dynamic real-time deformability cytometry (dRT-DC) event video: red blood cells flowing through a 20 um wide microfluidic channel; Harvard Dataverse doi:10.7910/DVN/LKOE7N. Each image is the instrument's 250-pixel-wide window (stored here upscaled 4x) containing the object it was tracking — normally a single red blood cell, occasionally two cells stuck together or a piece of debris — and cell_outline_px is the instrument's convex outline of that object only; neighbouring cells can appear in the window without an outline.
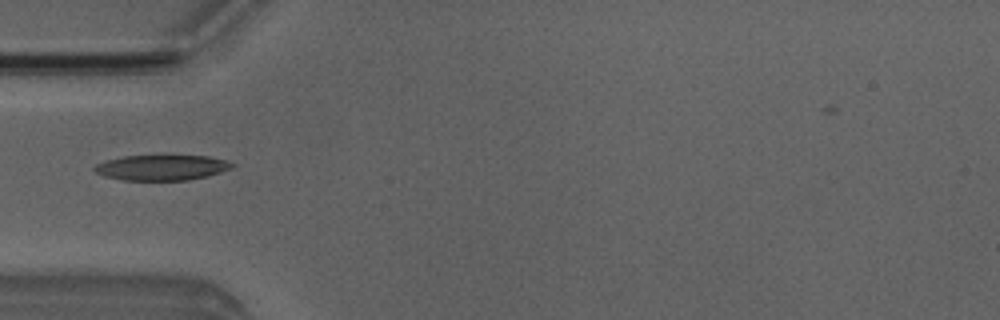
{"species": "Egyptian fruit bat (a non-hibernating species)", "species_latin": "Rousettus aegyptiacus", "temperature_condition": "room temperature", "stored_images_in_passage": 7, "camera_frame_rate_fps": 3000, "um_per_image_px": 0.085, "animal": {"sex": "male"}, "frame": {"image": 1, "passage_image": 5, "time_ms": 5.0, "image_size_px": [1000, 320], "cell_outline_px": [[236, 164], [232, 168], [208, 176], [188, 180], [124, 180], [104, 176], [96, 172], [92, 168], [96, 164], [108, 160], [124, 156], [160, 152], [164, 152], [208, 156], [228, 160]], "centroid_in_image_um": [13.8, 14.18], "position_along_channel_um": 71.2, "area_um2": 21.56}}